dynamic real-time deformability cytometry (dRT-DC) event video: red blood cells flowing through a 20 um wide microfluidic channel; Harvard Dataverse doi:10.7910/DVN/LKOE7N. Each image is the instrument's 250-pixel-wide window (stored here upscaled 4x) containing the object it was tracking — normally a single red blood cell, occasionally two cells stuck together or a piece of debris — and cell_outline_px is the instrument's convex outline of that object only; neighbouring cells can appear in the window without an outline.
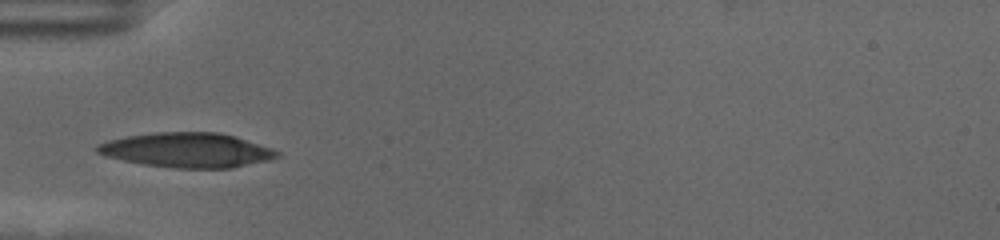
{"species": "human", "species_latin": "Homo sapiens", "temperature_condition": "cold", "stored_images_in_passage": 8, "camera_frame_rate_fps": 3000, "um_per_image_px": 0.085, "donor": {"sex": "female"}, "frame": {"image": 1, "passage_image": 1, "time_ms": 0.0, "image_size_px": [1000, 240], "cell_outline_px": [[280, 156], [268, 160], [232, 168], [176, 168], [144, 164], [104, 156], [96, 152], [96, 144], [108, 140], [128, 136], [156, 132], [216, 132], [232, 136], [272, 148], [280, 152]], "centroid_in_image_um": [15.88, 12.76], "position_along_channel_um": 69.1, "area_um2": 36.07}}